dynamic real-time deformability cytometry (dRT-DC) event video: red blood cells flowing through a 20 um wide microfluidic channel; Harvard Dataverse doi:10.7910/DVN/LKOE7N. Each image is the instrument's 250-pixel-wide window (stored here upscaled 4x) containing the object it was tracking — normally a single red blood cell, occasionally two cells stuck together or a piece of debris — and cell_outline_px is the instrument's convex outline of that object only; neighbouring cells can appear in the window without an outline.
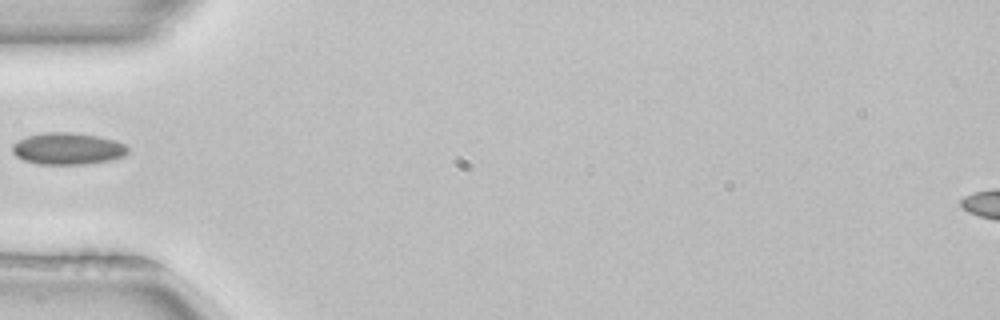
{"species": "common noctule bat (a hibernating species)", "species_latin": "Nyctalus noctula", "temperature_condition": "room temperature", "stored_images_in_passage": 35, "camera_frame_rate_fps": 3000, "um_per_image_px": 0.085, "animal": {"sex": "female", "body_mass_g": 22.7, "forearm_length_mm": 54.2}, "frame": {"image": 1, "passage_image": 1, "time_ms": 0.0, "image_size_px": [1000, 320], "cell_outline_px": [[128, 152], [124, 156], [112, 160], [84, 164], [36, 164], [24, 160], [16, 156], [12, 152], [12, 144], [16, 140], [28, 136], [44, 132], [68, 132], [96, 136], [116, 140], [124, 144], [128, 148]], "centroid_in_image_um": [5.73, 12.64], "position_along_channel_um": 79.3, "area_um2": 21.5}}
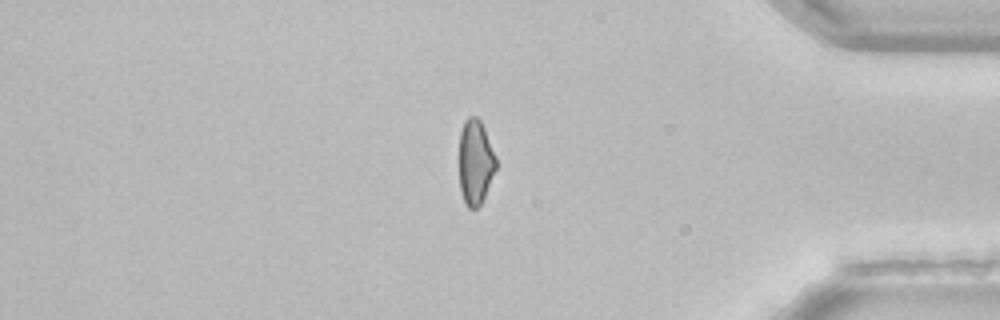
{"frame": {"image": 2, "passage_image": 27, "time_ms": 8.667, "image_size_px": [1000, 320], "cell_outline_px": [[496, 168], [484, 196], [480, 204], [476, 208], [468, 208], [460, 192], [460, 132], [464, 120], [468, 116], [476, 116], [480, 120], [484, 128], [496, 156]], "centroid_in_image_um": [40.4, 13.75], "position_along_channel_um": 394.8, "area_um2": 18.03}}
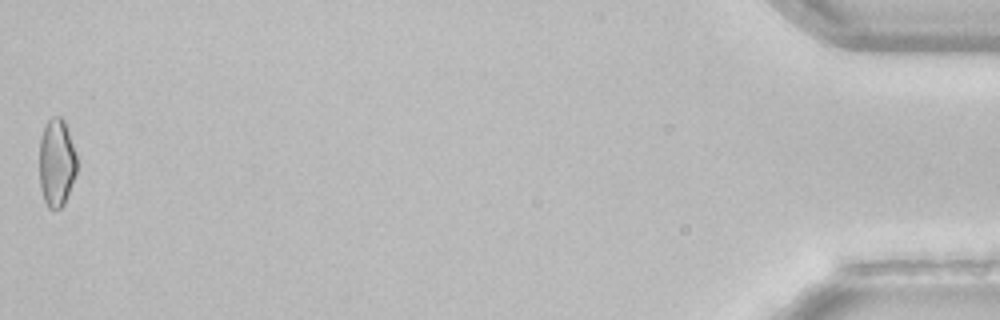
{"frame": {"image": 3, "passage_image": 35, "time_ms": 11.333, "image_size_px": [1000, 320], "cell_outline_px": [[76, 172], [64, 204], [60, 208], [48, 208], [44, 200], [40, 188], [40, 136], [44, 124], [52, 116], [60, 116], [64, 120], [76, 156]], "centroid_in_image_um": [4.78, 13.81], "position_along_channel_um": 430.4, "area_um2": 19.02}}